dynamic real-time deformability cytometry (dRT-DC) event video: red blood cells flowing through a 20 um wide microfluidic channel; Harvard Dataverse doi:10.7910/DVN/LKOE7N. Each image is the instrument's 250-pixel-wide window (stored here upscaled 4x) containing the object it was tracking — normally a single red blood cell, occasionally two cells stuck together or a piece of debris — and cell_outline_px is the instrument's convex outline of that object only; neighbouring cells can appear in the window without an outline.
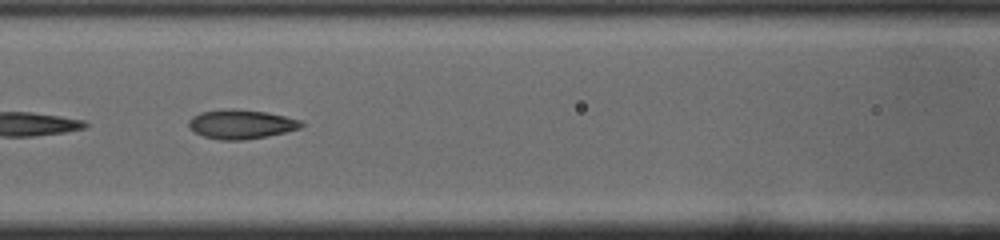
{"species": "common noctule bat (a hibernating species)", "species_latin": "Nyctalus noctula", "temperature_condition": "cold", "stored_images_in_passage": 28, "camera_frame_rate_fps": 3000, "um_per_image_px": 0.085, "animal": {"sex": "male", "body_mass_g": 19.0, "forearm_length_mm": 50.8}, "frame": {"image": 1, "passage_image": 13, "time_ms": 4.0, "image_size_px": [1000, 240], "cell_outline_px": [[304, 124], [300, 128], [284, 132], [264, 136], [240, 140], [220, 140], [204, 136], [196, 132], [188, 124], [188, 120], [192, 116], [200, 112], [264, 112], [284, 116], [300, 120]], "centroid_in_image_um": [20.51, 10.61], "position_along_channel_um": 146.1, "area_um2": 17.86}}